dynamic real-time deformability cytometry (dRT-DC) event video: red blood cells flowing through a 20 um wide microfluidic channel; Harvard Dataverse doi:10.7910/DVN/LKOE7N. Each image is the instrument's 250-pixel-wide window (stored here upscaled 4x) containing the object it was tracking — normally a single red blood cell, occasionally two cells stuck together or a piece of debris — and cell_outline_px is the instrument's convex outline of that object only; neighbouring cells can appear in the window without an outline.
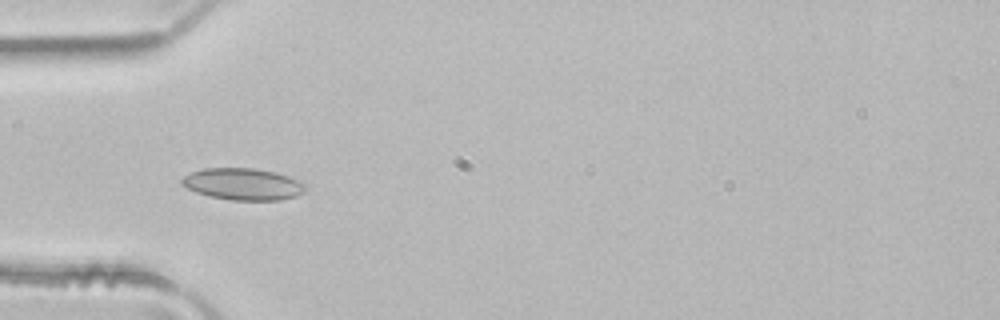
{"species": "common noctule bat (a hibernating species)", "species_latin": "Nyctalus noctula", "temperature_condition": "room temperature", "stored_images_in_passage": 5, "camera_frame_rate_fps": 3000, "um_per_image_px": 0.085, "animal": {"sex": "male", "body_mass_g": 21.5, "forearm_length_mm": 52.0}, "frame": {"image": 1, "passage_image": 4, "time_ms": 1.0, "image_size_px": [1000, 320], "cell_outline_px": [[308, 188], [304, 192], [296, 196], [280, 200], [232, 200], [208, 196], [196, 192], [180, 184], [180, 180], [184, 176], [192, 172], [204, 168], [252, 168], [272, 172], [288, 176], [304, 184]], "centroid_in_image_um": [20.63, 15.66], "position_along_channel_um": 64.4, "area_um2": 22.77}}
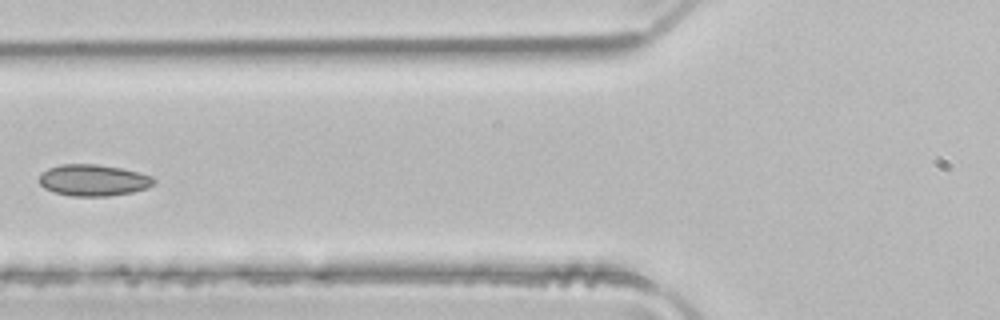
{"frame": {"image": 2, "passage_image": 5, "time_ms": 1.333, "image_size_px": [1000, 320], "cell_outline_px": [[156, 180], [148, 188], [132, 192], [108, 196], [72, 196], [56, 192], [44, 188], [36, 180], [40, 172], [48, 168], [60, 164], [96, 164], [120, 168], [140, 172], [152, 176]], "centroid_in_image_um": [7.9, 15.31], "position_along_channel_um": 117.9, "area_um2": 21.21}}